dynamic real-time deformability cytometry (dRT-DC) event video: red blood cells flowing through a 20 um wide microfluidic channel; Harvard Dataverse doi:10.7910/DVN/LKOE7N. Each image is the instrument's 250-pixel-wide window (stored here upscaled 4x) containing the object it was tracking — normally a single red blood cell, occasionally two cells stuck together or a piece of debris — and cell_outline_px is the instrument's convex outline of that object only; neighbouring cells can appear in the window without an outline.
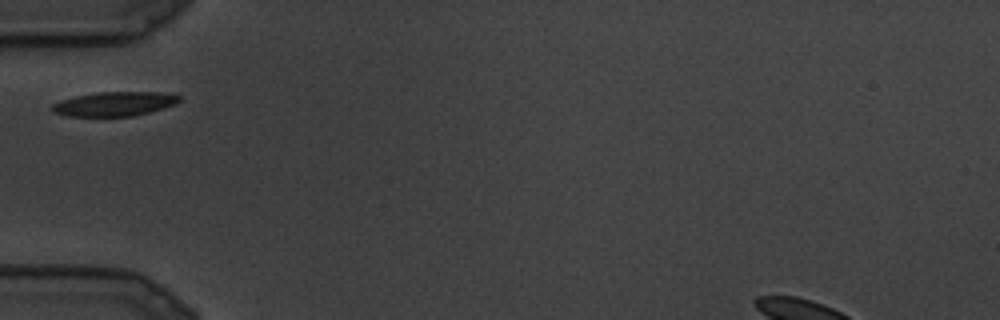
{"species": "common noctule bat (a hibernating species)", "species_latin": "Nyctalus noctula", "temperature_condition": "cold", "stored_images_in_passage": 5, "camera_frame_rate_fps": 3000, "um_per_image_px": 0.085, "animal": {"sex": "male", "body_mass_g": 19.5, "forearm_length_mm": 54.6}, "frame": {"image": 1, "passage_image": 1, "time_ms": 0.0, "image_size_px": [1000, 320], "cell_outline_px": [[180, 100], [176, 104], [148, 112], [132, 116], [68, 116], [52, 112], [48, 108], [52, 104], [76, 96], [96, 92], [160, 92], [180, 96]], "centroid_in_image_um": [9.69, 8.83], "position_along_channel_um": 75.3, "area_um2": 17.86}}
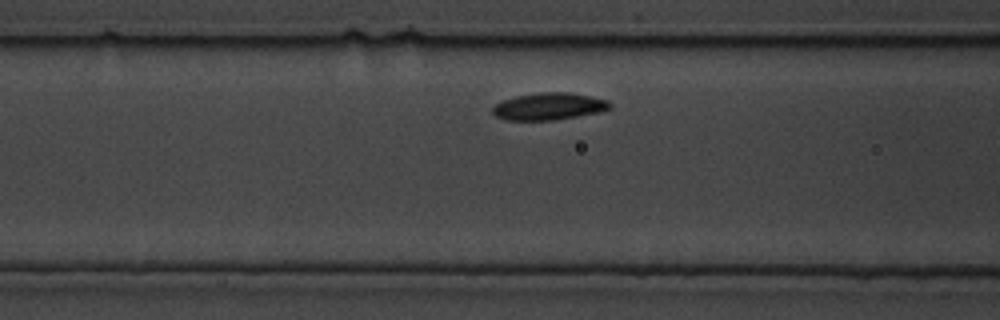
{"frame": {"image": 2, "passage_image": 3, "time_ms": 0.667, "image_size_px": [1000, 320], "cell_outline_px": [[612, 108], [600, 112], [556, 120], [508, 120], [496, 116], [492, 112], [492, 108], [500, 100], [516, 96], [544, 92], [568, 92], [608, 100], [612, 104]], "centroid_in_image_um": [46.67, 9.04], "position_along_channel_um": 119.9, "area_um2": 18.55}}
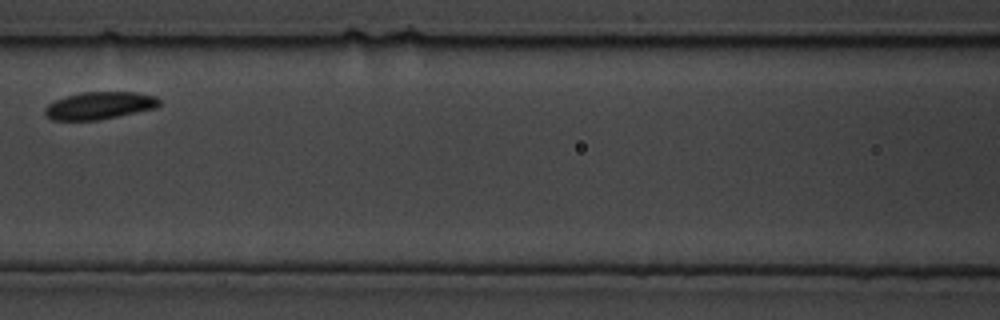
{"frame": {"image": 3, "passage_image": 4, "time_ms": 1.0, "image_size_px": [1000, 320], "cell_outline_px": [[160, 104], [156, 108], [100, 120], [52, 120], [44, 112], [44, 108], [48, 104], [56, 100], [68, 96], [84, 92], [136, 92], [156, 96], [160, 100]], "centroid_in_image_um": [8.49, 8.97], "position_along_channel_um": 158.1, "area_um2": 18.21}}